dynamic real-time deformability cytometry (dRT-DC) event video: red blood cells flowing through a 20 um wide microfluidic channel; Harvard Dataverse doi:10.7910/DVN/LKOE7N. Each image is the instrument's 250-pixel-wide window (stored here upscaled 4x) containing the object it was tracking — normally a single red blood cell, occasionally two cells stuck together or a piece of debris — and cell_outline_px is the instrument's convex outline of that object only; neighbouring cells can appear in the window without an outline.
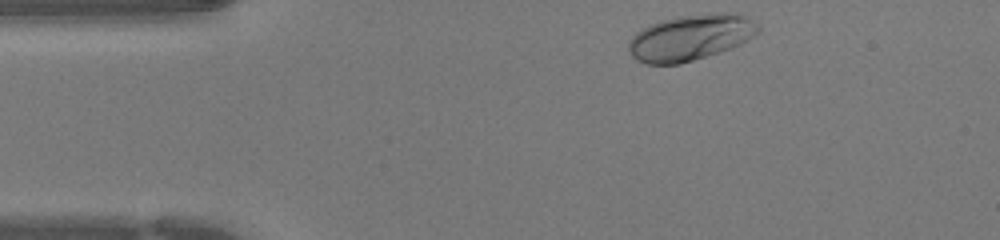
{"species": "human", "species_latin": "Homo sapiens", "temperature_condition": "warm", "stored_images_in_passage": 32, "camera_frame_rate_fps": 3000, "um_per_image_px": 0.085, "donor": {"sex": "female"}, "frame": {"image": 1, "passage_image": 1, "time_ms": 0.0, "image_size_px": [1000, 240], "cell_outline_px": [[760, 32], [748, 40], [732, 48], [720, 52], [680, 64], [644, 64], [636, 60], [628, 52], [628, 44], [632, 36], [636, 32], [648, 24], [660, 20], [676, 16], [708, 12], [740, 12], [748, 16], [760, 28]], "centroid_in_image_um": [58.71, 3.16], "position_along_channel_um": 26.3, "area_um2": 35.49}}
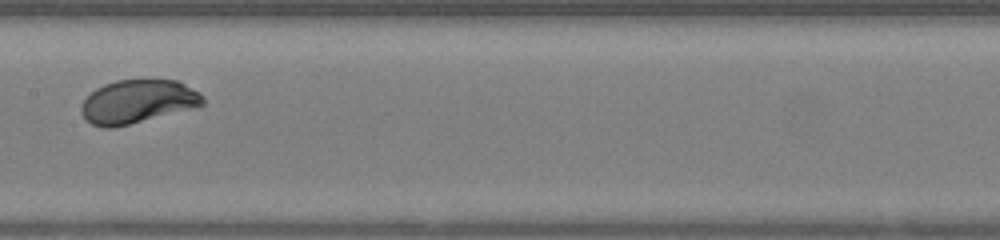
{"frame": {"image": 2, "passage_image": 16, "time_ms": 5.0, "image_size_px": [1000, 240], "cell_outline_px": [[204, 104], [196, 108], [112, 128], [104, 128], [92, 124], [80, 112], [80, 108], [84, 100], [96, 88], [104, 84], [116, 80], [180, 80], [200, 92], [204, 96]], "centroid_in_image_um": [11.75, 8.63], "position_along_channel_um": 195.7, "area_um2": 30.92}}
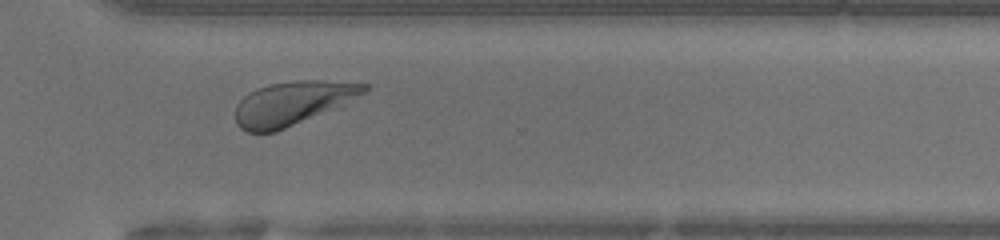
{"frame": {"image": 3, "passage_image": 26, "time_ms": 8.333, "image_size_px": [1000, 240], "cell_outline_px": [[368, 88], [364, 92], [276, 132], [248, 132], [240, 128], [236, 124], [236, 104], [244, 96], [260, 88], [272, 84], [296, 80], [324, 80], [368, 84]], "centroid_in_image_um": [24.75, 8.76], "position_along_channel_um": 345.8, "area_um2": 31.33}}